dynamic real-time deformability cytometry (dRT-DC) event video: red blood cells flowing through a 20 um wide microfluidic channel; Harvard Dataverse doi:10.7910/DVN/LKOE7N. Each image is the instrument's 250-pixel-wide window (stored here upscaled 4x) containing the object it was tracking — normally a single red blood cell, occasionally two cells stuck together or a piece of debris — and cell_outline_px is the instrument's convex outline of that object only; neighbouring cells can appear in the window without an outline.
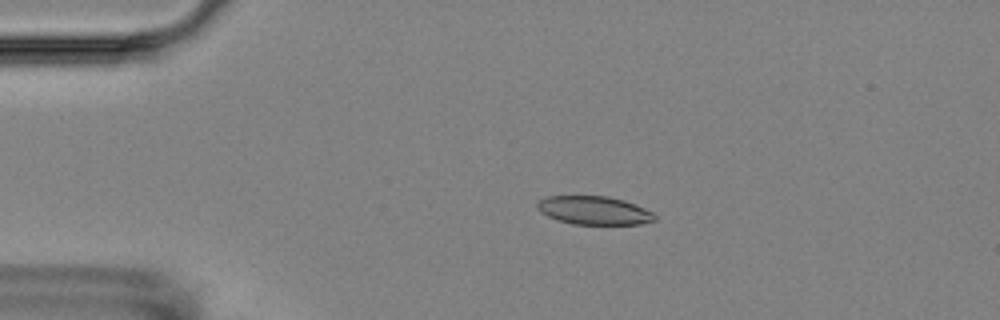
{"species": "Egyptian fruit bat (a non-hibernating species)", "species_latin": "Rousettus aegyptiacus", "temperature_condition": "room temperature", "stored_images_in_passage": 7, "camera_frame_rate_fps": 3000, "um_per_image_px": 0.085, "animal": {"sex": "female"}, "frame": {"image": 1, "passage_image": 2, "time_ms": 1.667, "image_size_px": [1000, 320], "cell_outline_px": [[656, 220], [640, 224], [572, 224], [556, 220], [540, 212], [536, 208], [536, 204], [540, 200], [548, 196], [608, 196], [624, 200], [636, 204], [652, 212], [656, 216]], "centroid_in_image_um": [50.48, 17.88], "position_along_channel_um": 34.5, "area_um2": 19.54}}
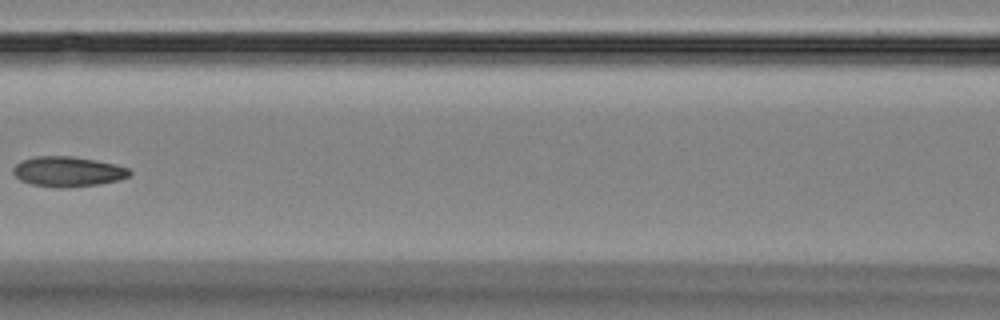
{"frame": {"image": 2, "passage_image": 6, "time_ms": 6.333, "image_size_px": [1000, 320], "cell_outline_px": [[132, 172], [128, 176], [116, 180], [100, 184], [68, 188], [60, 188], [32, 184], [20, 180], [12, 172], [12, 168], [20, 160], [36, 156], [72, 156], [96, 160], [116, 164], [128, 168]], "centroid_in_image_um": [5.74, 14.58], "position_along_channel_um": 160.9, "area_um2": 20.52}}
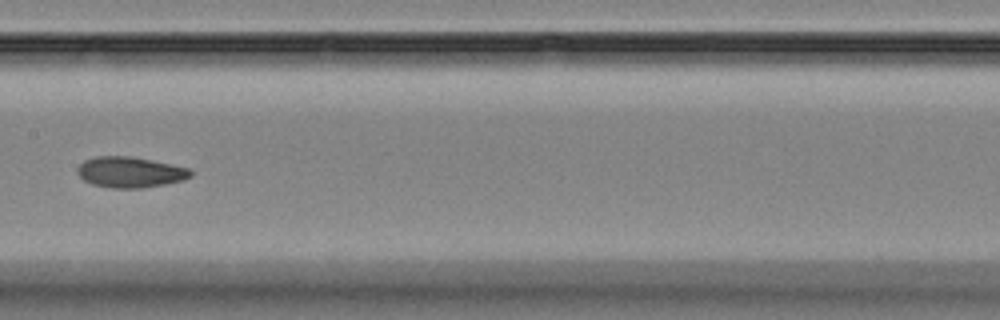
{"frame": {"image": 3, "passage_image": 7, "time_ms": 7.333, "image_size_px": [1000, 320], "cell_outline_px": [[192, 176], [184, 180], [164, 184], [140, 188], [112, 188], [92, 184], [84, 180], [76, 172], [76, 168], [84, 160], [96, 156], [132, 156], [152, 160], [188, 168], [192, 172]], "centroid_in_image_um": [11.04, 14.63], "position_along_channel_um": 196.4, "area_um2": 20.29}}